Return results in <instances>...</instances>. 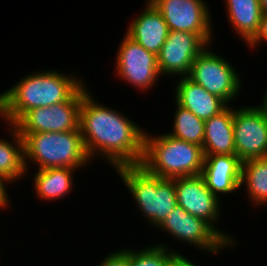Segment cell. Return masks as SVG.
Masks as SVG:
<instances>
[{"label": "cell", "instance_id": "cell-1", "mask_svg": "<svg viewBox=\"0 0 267 266\" xmlns=\"http://www.w3.org/2000/svg\"><path fill=\"white\" fill-rule=\"evenodd\" d=\"M88 90L82 98L79 129L91 162L98 159L111 169L138 165L144 155L145 128L116 108L97 101ZM125 115V116H124Z\"/></svg>", "mask_w": 267, "mask_h": 266}, {"label": "cell", "instance_id": "cell-2", "mask_svg": "<svg viewBox=\"0 0 267 266\" xmlns=\"http://www.w3.org/2000/svg\"><path fill=\"white\" fill-rule=\"evenodd\" d=\"M39 71V72H38ZM47 69L20 78L0 93V118L15 124L27 111L67 101L84 83L82 77Z\"/></svg>", "mask_w": 267, "mask_h": 266}, {"label": "cell", "instance_id": "cell-3", "mask_svg": "<svg viewBox=\"0 0 267 266\" xmlns=\"http://www.w3.org/2000/svg\"><path fill=\"white\" fill-rule=\"evenodd\" d=\"M144 136V155L141 165L151 174L164 179L195 176L202 173L203 148L182 141L167 132Z\"/></svg>", "mask_w": 267, "mask_h": 266}, {"label": "cell", "instance_id": "cell-4", "mask_svg": "<svg viewBox=\"0 0 267 266\" xmlns=\"http://www.w3.org/2000/svg\"><path fill=\"white\" fill-rule=\"evenodd\" d=\"M19 134L24 140V162L27 174H29L30 162L32 165L34 163V166L36 164V170L58 167L79 170L87 168L91 163L80 130Z\"/></svg>", "mask_w": 267, "mask_h": 266}, {"label": "cell", "instance_id": "cell-5", "mask_svg": "<svg viewBox=\"0 0 267 266\" xmlns=\"http://www.w3.org/2000/svg\"><path fill=\"white\" fill-rule=\"evenodd\" d=\"M129 190L138 212L148 226L157 228L177 205L174 179L149 173L141 164L123 165L114 169Z\"/></svg>", "mask_w": 267, "mask_h": 266}, {"label": "cell", "instance_id": "cell-6", "mask_svg": "<svg viewBox=\"0 0 267 266\" xmlns=\"http://www.w3.org/2000/svg\"><path fill=\"white\" fill-rule=\"evenodd\" d=\"M212 51L211 45H208L195 58L187 77L221 98L227 105H232L231 102L242 92V75L223 55L219 56Z\"/></svg>", "mask_w": 267, "mask_h": 266}, {"label": "cell", "instance_id": "cell-7", "mask_svg": "<svg viewBox=\"0 0 267 266\" xmlns=\"http://www.w3.org/2000/svg\"><path fill=\"white\" fill-rule=\"evenodd\" d=\"M166 232L173 240L194 246L203 253L218 255L230 245L208 222L186 212L180 205H176L167 218L157 227ZM230 246V247H229Z\"/></svg>", "mask_w": 267, "mask_h": 266}, {"label": "cell", "instance_id": "cell-8", "mask_svg": "<svg viewBox=\"0 0 267 266\" xmlns=\"http://www.w3.org/2000/svg\"><path fill=\"white\" fill-rule=\"evenodd\" d=\"M83 84L67 101L50 107L27 111L15 124L19 133L64 132L79 129L83 95L89 90Z\"/></svg>", "mask_w": 267, "mask_h": 266}, {"label": "cell", "instance_id": "cell-9", "mask_svg": "<svg viewBox=\"0 0 267 266\" xmlns=\"http://www.w3.org/2000/svg\"><path fill=\"white\" fill-rule=\"evenodd\" d=\"M174 185L178 205L189 214L208 222L230 245L237 246V240L233 239V235L217 226L222 215V200L207 188L201 174L175 178Z\"/></svg>", "mask_w": 267, "mask_h": 266}, {"label": "cell", "instance_id": "cell-10", "mask_svg": "<svg viewBox=\"0 0 267 266\" xmlns=\"http://www.w3.org/2000/svg\"><path fill=\"white\" fill-rule=\"evenodd\" d=\"M124 34L115 56L116 76L141 92L149 91L162 77L158 70L157 56Z\"/></svg>", "mask_w": 267, "mask_h": 266}, {"label": "cell", "instance_id": "cell-11", "mask_svg": "<svg viewBox=\"0 0 267 266\" xmlns=\"http://www.w3.org/2000/svg\"><path fill=\"white\" fill-rule=\"evenodd\" d=\"M236 156L243 162L267 157V112L262 105L234 108Z\"/></svg>", "mask_w": 267, "mask_h": 266}, {"label": "cell", "instance_id": "cell-12", "mask_svg": "<svg viewBox=\"0 0 267 266\" xmlns=\"http://www.w3.org/2000/svg\"><path fill=\"white\" fill-rule=\"evenodd\" d=\"M161 13L170 31L198 34L208 45L214 36L213 18L205 0H149Z\"/></svg>", "mask_w": 267, "mask_h": 266}, {"label": "cell", "instance_id": "cell-13", "mask_svg": "<svg viewBox=\"0 0 267 266\" xmlns=\"http://www.w3.org/2000/svg\"><path fill=\"white\" fill-rule=\"evenodd\" d=\"M207 46L208 44L196 33L170 31L157 55L161 76H188L195 58Z\"/></svg>", "mask_w": 267, "mask_h": 266}, {"label": "cell", "instance_id": "cell-14", "mask_svg": "<svg viewBox=\"0 0 267 266\" xmlns=\"http://www.w3.org/2000/svg\"><path fill=\"white\" fill-rule=\"evenodd\" d=\"M201 175L207 188L220 200L239 191L242 161L236 155H204Z\"/></svg>", "mask_w": 267, "mask_h": 266}, {"label": "cell", "instance_id": "cell-15", "mask_svg": "<svg viewBox=\"0 0 267 266\" xmlns=\"http://www.w3.org/2000/svg\"><path fill=\"white\" fill-rule=\"evenodd\" d=\"M145 2L142 13L128 23L125 33L157 56L170 30L161 13L149 0Z\"/></svg>", "mask_w": 267, "mask_h": 266}, {"label": "cell", "instance_id": "cell-16", "mask_svg": "<svg viewBox=\"0 0 267 266\" xmlns=\"http://www.w3.org/2000/svg\"><path fill=\"white\" fill-rule=\"evenodd\" d=\"M174 101L188 109L203 121L219 114L228 105L187 76L178 77Z\"/></svg>", "mask_w": 267, "mask_h": 266}, {"label": "cell", "instance_id": "cell-17", "mask_svg": "<svg viewBox=\"0 0 267 266\" xmlns=\"http://www.w3.org/2000/svg\"><path fill=\"white\" fill-rule=\"evenodd\" d=\"M232 106L205 121L204 155H236Z\"/></svg>", "mask_w": 267, "mask_h": 266}, {"label": "cell", "instance_id": "cell-18", "mask_svg": "<svg viewBox=\"0 0 267 266\" xmlns=\"http://www.w3.org/2000/svg\"><path fill=\"white\" fill-rule=\"evenodd\" d=\"M227 20L239 39L248 45L257 35L262 18L260 0H224Z\"/></svg>", "mask_w": 267, "mask_h": 266}, {"label": "cell", "instance_id": "cell-19", "mask_svg": "<svg viewBox=\"0 0 267 266\" xmlns=\"http://www.w3.org/2000/svg\"><path fill=\"white\" fill-rule=\"evenodd\" d=\"M78 169L58 167L36 170L33 189L39 200L46 202L61 200L74 189L73 177Z\"/></svg>", "mask_w": 267, "mask_h": 266}, {"label": "cell", "instance_id": "cell-20", "mask_svg": "<svg viewBox=\"0 0 267 266\" xmlns=\"http://www.w3.org/2000/svg\"><path fill=\"white\" fill-rule=\"evenodd\" d=\"M10 140L0 137V175L11 185L27 176L24 162V140L13 124H6ZM11 134V135H10ZM25 175V176H24ZM23 177V178H22Z\"/></svg>", "mask_w": 267, "mask_h": 266}, {"label": "cell", "instance_id": "cell-21", "mask_svg": "<svg viewBox=\"0 0 267 266\" xmlns=\"http://www.w3.org/2000/svg\"><path fill=\"white\" fill-rule=\"evenodd\" d=\"M242 186L251 204L267 206V157L242 162L240 190Z\"/></svg>", "mask_w": 267, "mask_h": 266}, {"label": "cell", "instance_id": "cell-22", "mask_svg": "<svg viewBox=\"0 0 267 266\" xmlns=\"http://www.w3.org/2000/svg\"><path fill=\"white\" fill-rule=\"evenodd\" d=\"M175 106V115L171 123L172 131L167 133L182 141L203 146L205 121L176 102Z\"/></svg>", "mask_w": 267, "mask_h": 266}, {"label": "cell", "instance_id": "cell-23", "mask_svg": "<svg viewBox=\"0 0 267 266\" xmlns=\"http://www.w3.org/2000/svg\"><path fill=\"white\" fill-rule=\"evenodd\" d=\"M164 243L150 244L141 249L129 247L130 266H172L173 259L179 251ZM138 250V251H137Z\"/></svg>", "mask_w": 267, "mask_h": 266}, {"label": "cell", "instance_id": "cell-24", "mask_svg": "<svg viewBox=\"0 0 267 266\" xmlns=\"http://www.w3.org/2000/svg\"><path fill=\"white\" fill-rule=\"evenodd\" d=\"M99 266H130L129 248H120L117 251L110 252L99 262Z\"/></svg>", "mask_w": 267, "mask_h": 266}, {"label": "cell", "instance_id": "cell-25", "mask_svg": "<svg viewBox=\"0 0 267 266\" xmlns=\"http://www.w3.org/2000/svg\"><path fill=\"white\" fill-rule=\"evenodd\" d=\"M267 44V13L262 14L260 28L254 39L247 45V48L257 50L261 43ZM249 46V47H248Z\"/></svg>", "mask_w": 267, "mask_h": 266}, {"label": "cell", "instance_id": "cell-26", "mask_svg": "<svg viewBox=\"0 0 267 266\" xmlns=\"http://www.w3.org/2000/svg\"><path fill=\"white\" fill-rule=\"evenodd\" d=\"M10 185V182L6 180L3 176L0 175V209L5 210L10 205V194L8 193L9 191L6 189L8 188L7 186ZM7 207V208H6Z\"/></svg>", "mask_w": 267, "mask_h": 266}, {"label": "cell", "instance_id": "cell-27", "mask_svg": "<svg viewBox=\"0 0 267 266\" xmlns=\"http://www.w3.org/2000/svg\"><path fill=\"white\" fill-rule=\"evenodd\" d=\"M172 266H200L197 263L194 264V261L188 259L186 256L181 253H177L173 259Z\"/></svg>", "mask_w": 267, "mask_h": 266}, {"label": "cell", "instance_id": "cell-28", "mask_svg": "<svg viewBox=\"0 0 267 266\" xmlns=\"http://www.w3.org/2000/svg\"><path fill=\"white\" fill-rule=\"evenodd\" d=\"M263 99H261L263 102L262 103H260L264 108H265V110H266V112H267V86H266V89H265V92H264V94H263Z\"/></svg>", "mask_w": 267, "mask_h": 266}, {"label": "cell", "instance_id": "cell-29", "mask_svg": "<svg viewBox=\"0 0 267 266\" xmlns=\"http://www.w3.org/2000/svg\"><path fill=\"white\" fill-rule=\"evenodd\" d=\"M260 6L263 13H267V0H260Z\"/></svg>", "mask_w": 267, "mask_h": 266}]
</instances>
